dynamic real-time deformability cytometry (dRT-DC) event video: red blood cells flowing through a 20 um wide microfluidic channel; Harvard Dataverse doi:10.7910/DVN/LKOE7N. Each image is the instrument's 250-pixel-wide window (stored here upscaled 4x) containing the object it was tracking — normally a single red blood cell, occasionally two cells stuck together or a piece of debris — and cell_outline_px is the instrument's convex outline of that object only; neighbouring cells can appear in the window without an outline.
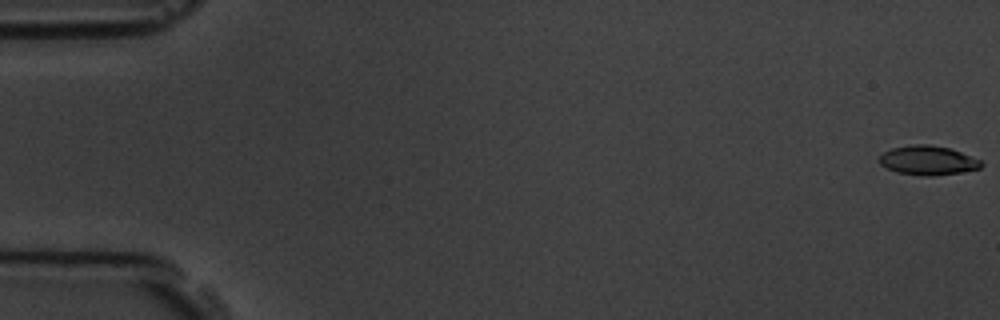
{"species": "common noctule bat (a hibernating species)", "species_latin": "Nyctalus noctula", "temperature_condition": "room temperature", "stored_images_in_passage": 5, "camera_frame_rate_fps": 3000, "um_per_image_px": 0.085, "animal": {"sex": "male", "body_mass_g": 19.5, "forearm_length_mm": 54.6}, "frame": {"image": 1, "passage_image": 1, "time_ms": 0.0, "image_size_px": [1000, 320], "cell_outline_px": [[984, 164], [980, 168], [960, 172], [932, 176], [924, 176], [896, 172], [880, 164], [876, 160], [884, 152], [892, 148], [912, 144], [928, 144], [952, 148], [980, 160]], "centroid_in_image_um": [78.86, 13.62], "position_along_channel_um": 6.1, "area_um2": 17.46}}
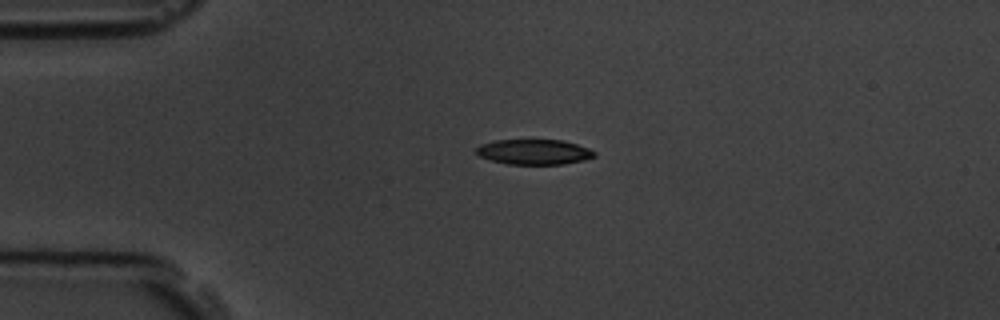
{"frame": {"image": 2, "passage_image": 4, "time_ms": 4.333, "image_size_px": [1000, 320], "cell_outline_px": [[596, 156], [584, 160], [564, 164], [508, 164], [492, 160], [480, 156], [476, 152], [476, 148], [480, 144], [496, 140], [532, 136], [564, 140], [588, 148], [596, 152]], "centroid_in_image_um": [45.4, 12.85], "position_along_channel_um": 39.6, "area_um2": 18.26}}